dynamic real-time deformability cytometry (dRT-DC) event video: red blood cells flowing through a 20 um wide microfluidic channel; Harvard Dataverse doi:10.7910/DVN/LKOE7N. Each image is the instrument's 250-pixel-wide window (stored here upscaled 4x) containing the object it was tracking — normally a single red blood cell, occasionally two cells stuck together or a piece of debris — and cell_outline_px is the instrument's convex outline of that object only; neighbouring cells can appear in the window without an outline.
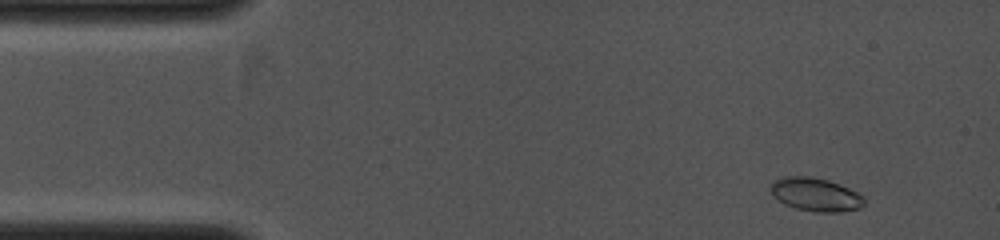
{"species": "common noctule bat (a hibernating species)", "species_latin": "Nyctalus noctula", "temperature_condition": "cold", "stored_images_in_passage": 6, "camera_frame_rate_fps": 4000, "um_per_image_px": 0.085, "animal": {"sex": "female", "body_mass_g": 19.0, "forearm_length_mm": 53.3}, "frame": {"image": 1, "passage_image": 1, "time_ms": 0.0, "image_size_px": [1000, 240], "cell_outline_px": [[864, 204], [860, 208], [840, 212], [816, 212], [796, 208], [784, 204], [772, 196], [768, 188], [768, 184], [772, 180], [784, 176], [808, 176], [828, 180], [840, 184], [860, 192], [864, 196]], "centroid_in_image_um": [69.29, 16.52], "position_along_channel_um": 15.7, "area_um2": 18.67}}
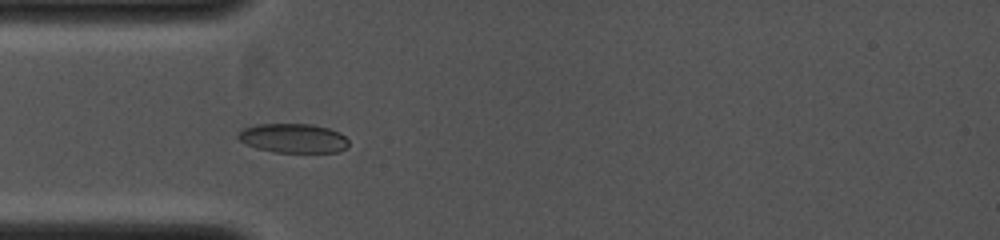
{"frame": {"image": 2, "passage_image": 5, "time_ms": 2.5, "image_size_px": [1000, 240], "cell_outline_px": [[348, 144], [344, 148], [336, 152], [276, 152], [256, 148], [240, 140], [236, 136], [244, 128], [256, 124], [312, 124], [328, 128], [340, 132], [348, 140]], "centroid_in_image_um": [24.93, 11.74], "position_along_channel_um": 60.1, "area_um2": 18.67}}
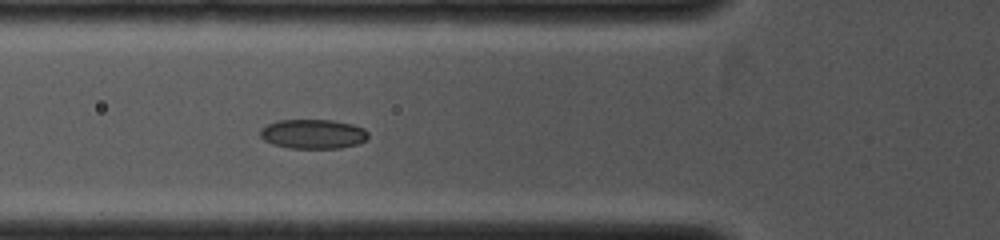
{"frame": {"image": 3, "passage_image": 6, "time_ms": 3.25, "image_size_px": [1000, 240], "cell_outline_px": [[368, 140], [356, 144], [340, 148], [288, 148], [272, 144], [264, 140], [260, 136], [260, 128], [276, 120], [332, 120], [352, 124], [364, 128], [368, 132]], "centroid_in_image_um": [26.6, 11.39], "position_along_channel_um": 99.2, "area_um2": 18.67}}